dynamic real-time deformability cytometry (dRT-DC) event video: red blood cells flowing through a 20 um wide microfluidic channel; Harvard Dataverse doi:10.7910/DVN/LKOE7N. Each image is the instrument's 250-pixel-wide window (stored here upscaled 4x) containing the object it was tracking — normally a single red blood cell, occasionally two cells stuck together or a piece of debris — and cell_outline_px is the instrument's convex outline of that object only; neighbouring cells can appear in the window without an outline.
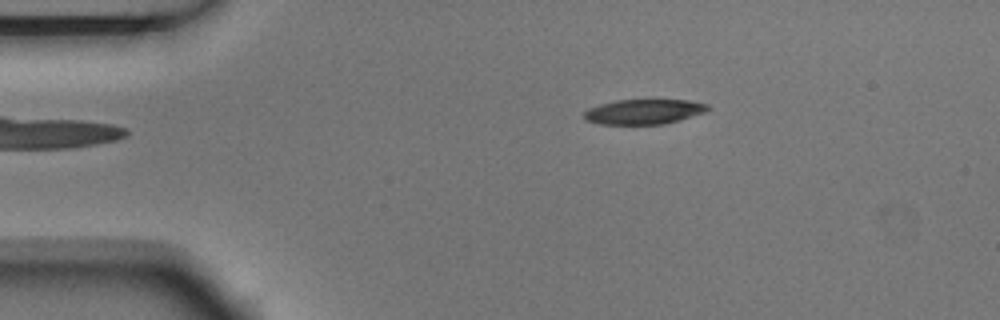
{"species": "Egyptian fruit bat (a non-hibernating species)", "species_latin": "Rousettus aegyptiacus", "temperature_condition": "room temperature", "stored_images_in_passage": 6, "segment_of_instrument_passage": [2, 2], "camera_frame_rate_fps": 3000, "um_per_image_px": 0.085, "animal": {"sex": "male"}, "frame": {"image": 1, "passage_image": 6, "time_ms": 1.667, "image_size_px": [1000, 320], "cell_outline_px": [[712, 108], [704, 112], [680, 120], [664, 124], [600, 124], [584, 120], [584, 112], [588, 108], [600, 104], [616, 100], [688, 100], [708, 104]], "centroid_in_image_um": [54.73, 9.49], "position_along_channel_um": 30.3, "area_um2": 18.03}}